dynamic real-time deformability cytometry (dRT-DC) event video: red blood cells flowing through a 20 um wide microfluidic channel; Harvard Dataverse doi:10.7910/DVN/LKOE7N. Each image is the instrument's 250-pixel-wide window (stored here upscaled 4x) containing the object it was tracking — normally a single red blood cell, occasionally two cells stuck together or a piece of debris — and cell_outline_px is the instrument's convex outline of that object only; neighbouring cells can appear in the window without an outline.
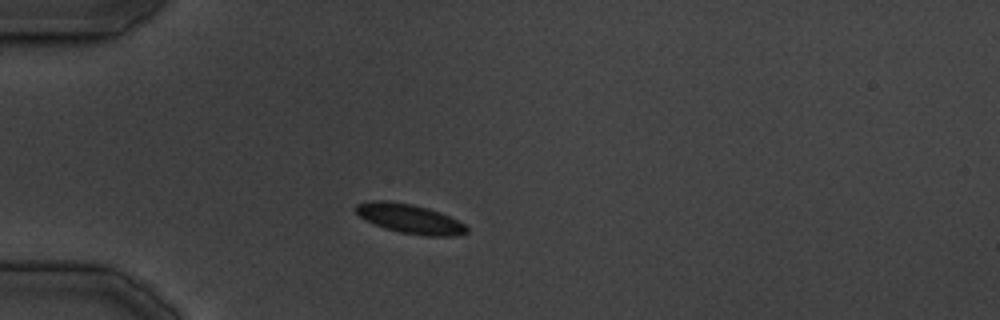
{"species": "common noctule bat (a hibernating species)", "species_latin": "Nyctalus noctula", "temperature_condition": "cold", "stored_images_in_passage": 10, "camera_frame_rate_fps": 3000, "um_per_image_px": 0.085, "animal": {"sex": "male", "body_mass_g": 19.5, "forearm_length_mm": 54.6}, "frame": {"image": 1, "passage_image": 6, "time_ms": 6.667, "image_size_px": [1000, 320], "cell_outline_px": [[468, 232], [452, 236], [424, 236], [400, 232], [384, 228], [372, 224], [364, 220], [356, 212], [356, 204], [376, 200], [388, 200], [412, 204], [428, 208], [440, 212], [464, 224], [468, 228]], "centroid_in_image_um": [34.8, 18.59], "position_along_channel_um": 50.2, "area_um2": 18.96}}